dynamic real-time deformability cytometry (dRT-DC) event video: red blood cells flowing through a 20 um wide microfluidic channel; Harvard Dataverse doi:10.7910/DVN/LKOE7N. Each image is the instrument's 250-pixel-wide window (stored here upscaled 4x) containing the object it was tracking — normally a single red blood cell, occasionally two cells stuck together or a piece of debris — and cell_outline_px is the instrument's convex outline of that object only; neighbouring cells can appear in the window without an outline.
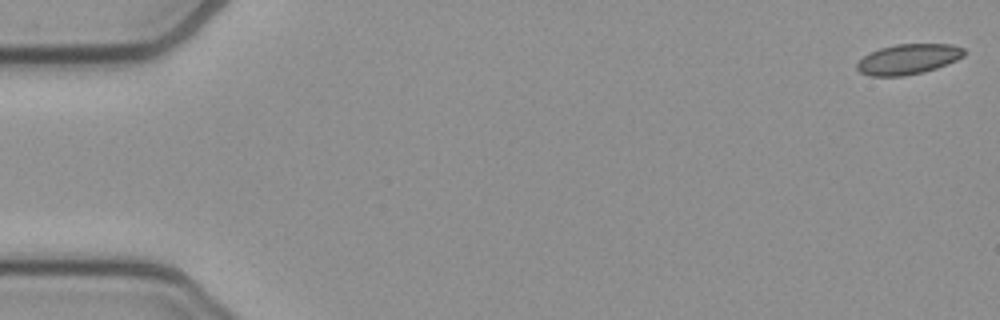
{"species": "common noctule bat (a hibernating species)", "species_latin": "Nyctalus noctula", "temperature_condition": "cold", "stored_images_in_passage": 54, "camera_frame_rate_fps": 3000, "um_per_image_px": 0.085, "animal": {"sex": "female", "body_mass_g": 21.9}, "frame": {"image": 1, "passage_image": 1, "time_ms": 0.0, "image_size_px": [1000, 320], "cell_outline_px": [[968, 52], [964, 56], [956, 60], [936, 68], [924, 72], [904, 76], [868, 76], [860, 72], [856, 68], [856, 64], [864, 56], [880, 48], [896, 44], [952, 44], [964, 48]], "centroid_in_image_um": [77.22, 5.03], "position_along_channel_um": 7.8, "area_um2": 18.96}}
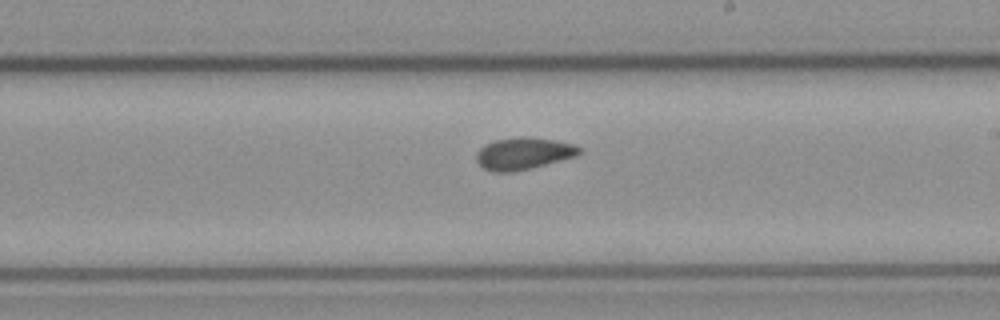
{"frame": {"image": 2, "passage_image": 31, "time_ms": 10.0, "image_size_px": [1000, 320], "cell_outline_px": [[580, 152], [576, 156], [532, 168], [512, 172], [492, 172], [484, 168], [476, 160], [476, 152], [484, 144], [496, 140], [524, 136], [528, 136], [552, 140], [572, 144], [580, 148]], "centroid_in_image_um": [44.45, 13.05], "position_along_channel_um": 244.5, "area_um2": 19.07}}
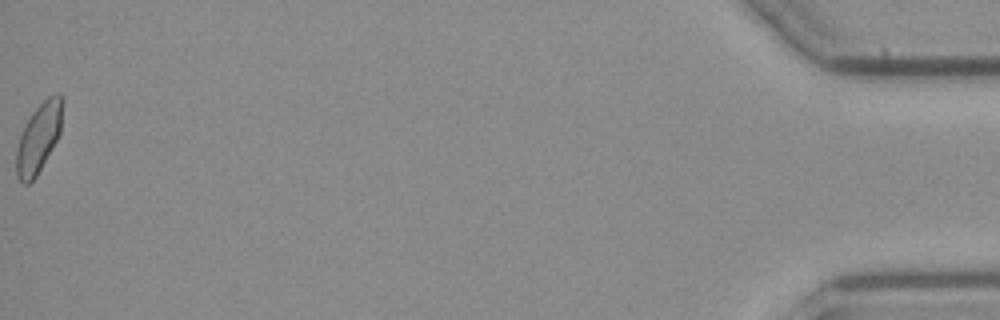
{"frame": {"image": 3, "passage_image": 54, "time_ms": 17.667, "image_size_px": [1000, 320], "cell_outline_px": [[64, 100], [60, 132], [56, 140], [36, 176], [28, 184], [24, 184], [16, 176], [16, 148], [20, 136], [32, 112], [48, 96], [56, 92], [60, 92], [64, 96]], "centroid_in_image_um": [3.31, 11.66], "position_along_channel_um": 431.9, "area_um2": 18.55}, "authors_computed_cell_mechanics": {"area_um2": 18.8139, "velocity_mm_per_s": 3.8173, "shape_relaxation_time_tau1_ms": null, "shape_relaxation_time_tau2_ms": 2.0303, "deformation_change_tau1": null, "deformation_change_tau2": 0.0617}}